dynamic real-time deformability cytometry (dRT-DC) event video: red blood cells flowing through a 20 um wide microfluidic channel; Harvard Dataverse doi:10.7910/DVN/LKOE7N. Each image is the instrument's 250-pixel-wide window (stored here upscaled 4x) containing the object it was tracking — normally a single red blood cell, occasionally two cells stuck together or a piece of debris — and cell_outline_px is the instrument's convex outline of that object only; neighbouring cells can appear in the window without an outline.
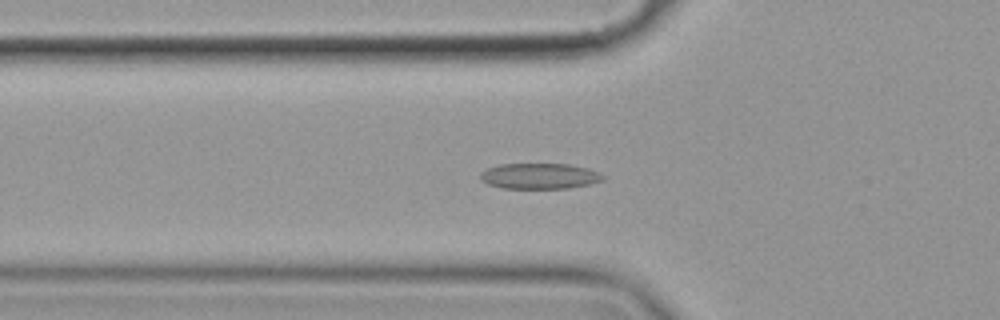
{"species": "common noctule bat (a hibernating species)", "species_latin": "Nyctalus noctula", "temperature_condition": "cold", "stored_images_in_passage": 57, "camera_frame_rate_fps": 3000, "um_per_image_px": 0.085, "animal": {"sex": "female", "body_mass_g": 19.9}, "frame": {"image": 1, "passage_image": 20, "time_ms": 6.333, "image_size_px": [1000, 320], "cell_outline_px": [[604, 180], [588, 184], [568, 188], [500, 188], [488, 184], [480, 180], [480, 172], [488, 168], [500, 164], [568, 164], [588, 168], [600, 172], [604, 176]], "centroid_in_image_um": [45.85, 14.96], "position_along_channel_um": 80.0, "area_um2": 18.38}}
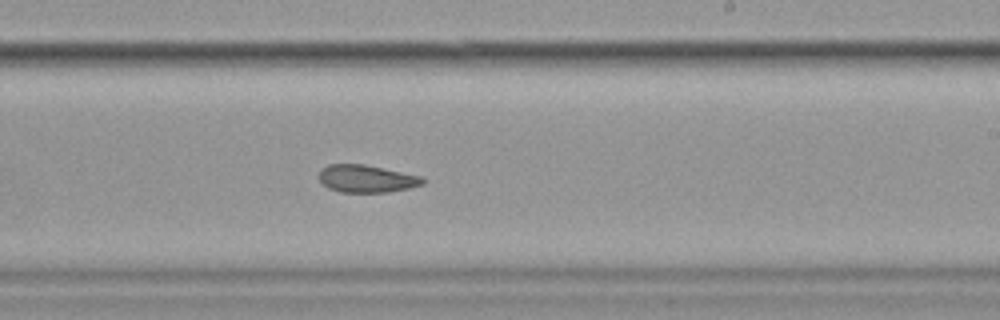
{"frame": {"image": 2, "passage_image": 35, "time_ms": 11.333, "image_size_px": [1000, 320], "cell_outline_px": [[424, 184], [408, 188], [388, 192], [340, 192], [328, 188], [320, 180], [320, 168], [328, 164], [364, 164], [424, 176]], "centroid_in_image_um": [31.17, 15.18], "position_along_channel_um": 257.8, "area_um2": 16.7}}
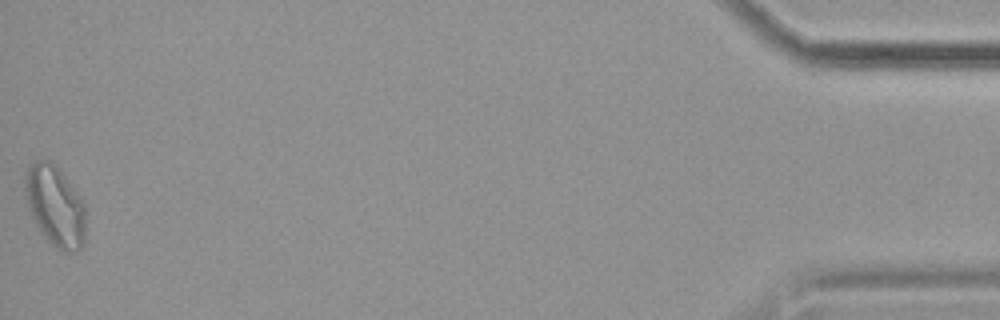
{"frame": {"image": 3, "passage_image": 57, "time_ms": 18.667, "image_size_px": [1000, 320], "cell_outline_px": [[84, 248], [76, 252], [64, 252], [56, 248], [40, 232], [28, 208], [24, 188], [24, 176], [28, 168], [36, 160], [48, 160], [64, 176], [84, 200]], "centroid_in_image_um": [4.69, 17.55], "position_along_channel_um": 430.5, "area_um2": 28.38}, "authors_computed_cell_mechanics": {"area_um2": 19.0162, "velocity_mm_per_s": 3.5593, "shape_relaxation_time_tau1_ms": null, "shape_relaxation_time_tau2_ms": 5.2181, "deformation_change_tau1": null, "deformation_change_tau2": 0.1153}}